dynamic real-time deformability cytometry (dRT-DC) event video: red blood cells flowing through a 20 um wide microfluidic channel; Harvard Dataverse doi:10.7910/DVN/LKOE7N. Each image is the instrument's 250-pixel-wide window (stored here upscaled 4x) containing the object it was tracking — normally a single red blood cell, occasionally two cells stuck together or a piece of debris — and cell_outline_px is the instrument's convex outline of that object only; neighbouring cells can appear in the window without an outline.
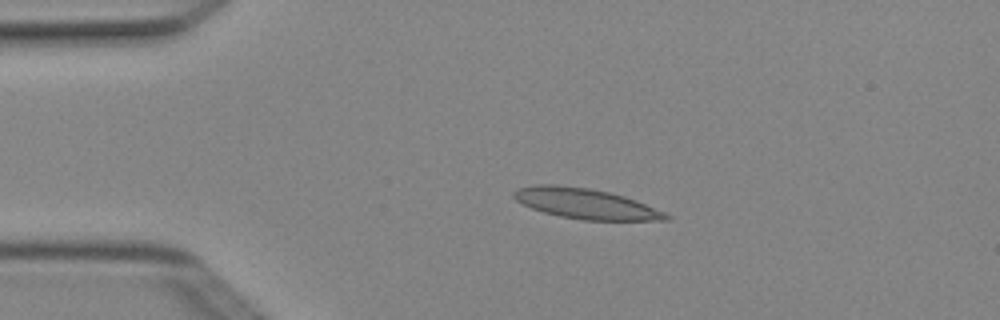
{"species": "Egyptian fruit bat (a non-hibernating species)", "species_latin": "Rousettus aegyptiacus", "temperature_condition": "cold", "stored_images_in_passage": 4, "camera_frame_rate_fps": 3000, "um_per_image_px": 0.085, "animal": {"sex": "female"}, "frame": {"image": 1, "passage_image": 3, "time_ms": 0.667, "image_size_px": [1000, 320], "cell_outline_px": [[672, 216], [668, 220], [584, 220], [560, 216], [544, 212], [532, 208], [516, 200], [512, 196], [512, 192], [516, 188], [532, 184], [560, 184], [588, 188], [608, 192], [624, 196], [636, 200], [664, 212]], "centroid_in_image_um": [49.73, 17.29], "position_along_channel_um": 35.3, "area_um2": 26.93}}